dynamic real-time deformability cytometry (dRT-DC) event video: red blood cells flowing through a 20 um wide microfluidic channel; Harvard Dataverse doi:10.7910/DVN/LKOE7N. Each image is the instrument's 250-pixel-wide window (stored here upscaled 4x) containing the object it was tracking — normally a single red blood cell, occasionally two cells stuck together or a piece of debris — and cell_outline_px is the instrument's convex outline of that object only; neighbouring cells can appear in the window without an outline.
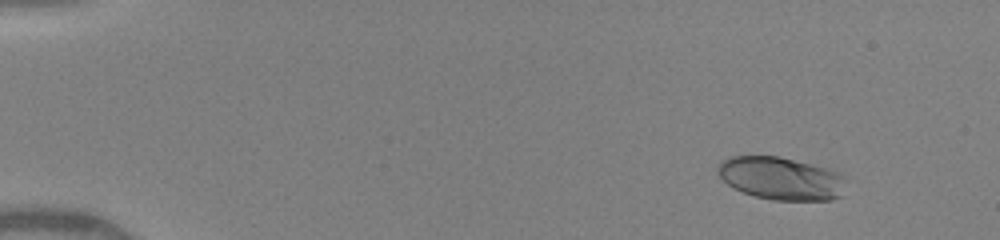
{"species": "human", "species_latin": "Homo sapiens", "temperature_condition": "warm", "stored_images_in_passage": 55, "camera_frame_rate_fps": 3000, "um_per_image_px": 0.085, "donor": {"sex": "female"}, "frame": {"image": 1, "passage_image": 6, "time_ms": 1.667, "image_size_px": [1000, 240], "cell_outline_px": [[844, 176], [840, 196], [832, 200], [772, 200], [756, 196], [744, 192], [728, 184], [716, 172], [716, 168], [720, 160], [732, 156], [780, 156], [812, 164], [836, 172]], "centroid_in_image_um": [66.33, 15.15], "position_along_channel_um": 18.7, "area_um2": 31.67}}
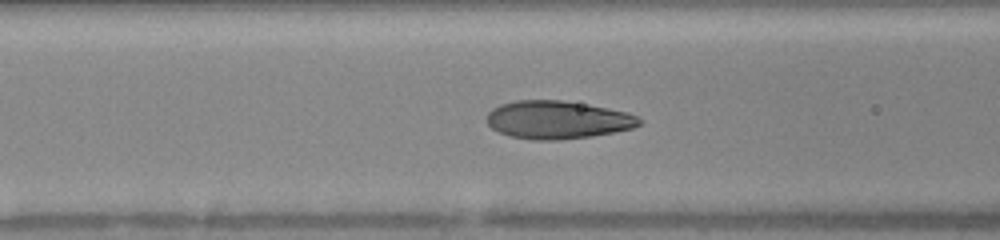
{"frame": {"image": 2, "passage_image": 19, "time_ms": 7.0, "image_size_px": [1000, 240], "cell_outline_px": [[640, 124], [632, 128], [616, 132], [592, 136], [560, 140], [532, 140], [508, 136], [492, 128], [484, 120], [488, 112], [492, 108], [500, 104], [516, 100], [560, 100], [588, 104], [628, 112], [636, 116], [640, 120]], "centroid_in_image_um": [47.35, 10.19], "position_along_channel_um": 119.2, "area_um2": 34.04}}
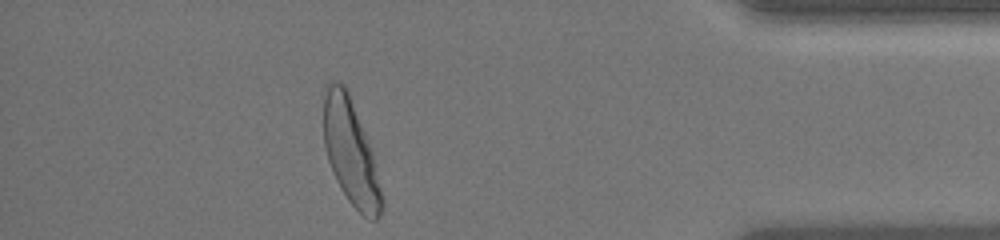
{"frame": {"image": 3, "passage_image": 49, "time_ms": 14.667, "image_size_px": [1000, 240], "cell_outline_px": [[384, 208], [380, 216], [376, 220], [368, 220], [348, 200], [340, 188], [336, 180], [328, 160], [324, 148], [324, 84], [328, 80], [336, 80], [344, 84], [348, 92], [372, 152], [384, 200]], "centroid_in_image_um": [29.8, 12.95], "position_along_channel_um": 405.4, "area_um2": 35.6}, "authors_computed_cell_mechanics": {"area_um2": 33.5818, "velocity_mm_per_s": 4.1678, "shape_relaxation_time_tau1_ms": 2.6035, "shape_relaxation_time_tau2_ms": null, "deformation_change_tau1": 0.1447, "deformation_change_tau2": null}}